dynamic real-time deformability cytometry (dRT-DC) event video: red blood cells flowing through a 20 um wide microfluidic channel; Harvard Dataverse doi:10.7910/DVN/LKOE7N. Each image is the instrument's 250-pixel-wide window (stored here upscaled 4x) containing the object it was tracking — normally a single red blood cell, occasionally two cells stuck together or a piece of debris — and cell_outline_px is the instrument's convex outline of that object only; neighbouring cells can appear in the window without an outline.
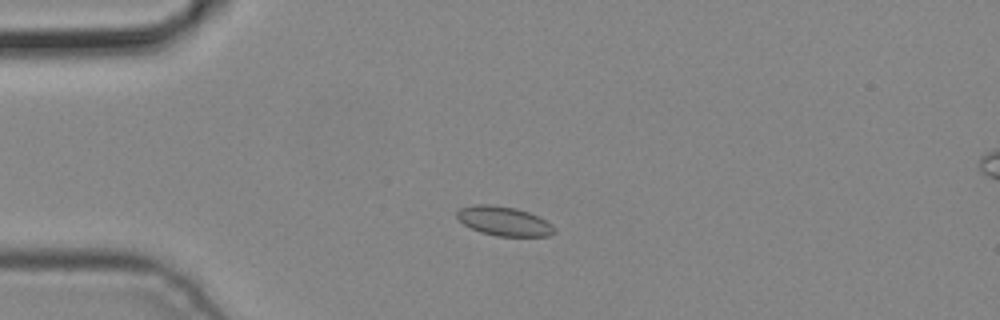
{"species": "common noctule bat (a hibernating species)", "species_latin": "Nyctalus noctula", "temperature_condition": "cold", "stored_images_in_passage": 5, "camera_frame_rate_fps": 3000, "um_per_image_px": 0.085, "animal": {"sex": "male", "body_mass_g": 19.2, "forearm_length_mm": 51.8}, "frame": {"image": 1, "passage_image": 3, "time_ms": 0.667, "image_size_px": [1000, 320], "cell_outline_px": [[556, 232], [548, 236], [496, 236], [480, 232], [464, 224], [456, 216], [456, 212], [460, 208], [472, 204], [492, 204], [516, 208], [528, 212], [552, 224], [556, 228]], "centroid_in_image_um": [42.83, 18.79], "position_along_channel_um": 42.2, "area_um2": 16.65}}
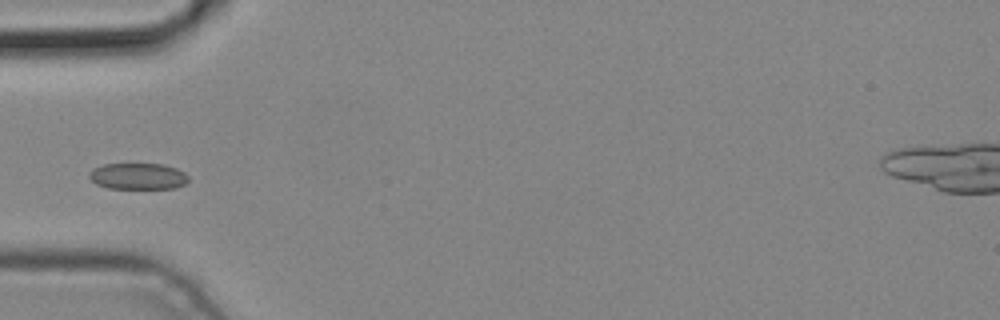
{"frame": {"image": 2, "passage_image": 4, "time_ms": 1.0, "image_size_px": [1000, 320], "cell_outline_px": [[188, 180], [184, 184], [176, 188], [108, 188], [96, 184], [88, 176], [88, 172], [92, 168], [104, 164], [164, 164], [176, 168], [184, 172], [188, 176]], "centroid_in_image_um": [11.71, 14.97], "position_along_channel_um": 73.3, "area_um2": 15.26}}
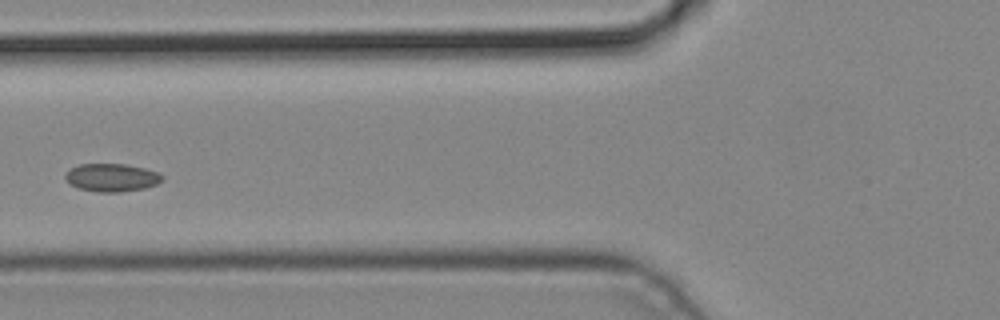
{"frame": {"image": 3, "passage_image": 5, "time_ms": 1.333, "image_size_px": [1000, 320], "cell_outline_px": [[164, 180], [156, 184], [144, 188], [120, 192], [96, 192], [80, 188], [68, 184], [64, 176], [72, 168], [80, 164], [124, 164], [144, 168], [160, 172], [164, 176]], "centroid_in_image_um": [9.53, 15.09], "position_along_channel_um": 116.3, "area_um2": 15.84}}